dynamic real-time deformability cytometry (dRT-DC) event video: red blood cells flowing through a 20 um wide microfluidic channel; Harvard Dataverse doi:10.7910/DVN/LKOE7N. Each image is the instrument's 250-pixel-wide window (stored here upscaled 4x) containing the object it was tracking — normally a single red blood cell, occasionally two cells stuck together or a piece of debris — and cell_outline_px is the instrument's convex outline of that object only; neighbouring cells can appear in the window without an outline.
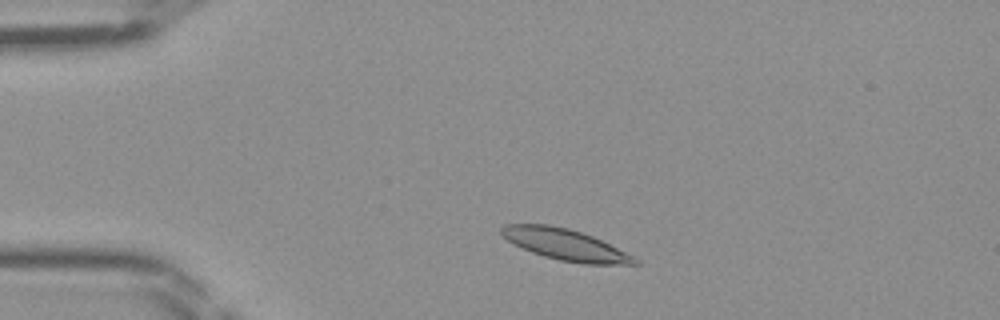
{"species": "Egyptian fruit bat (a non-hibernating species)", "species_latin": "Rousettus aegyptiacus", "temperature_condition": "room temperature", "stored_images_in_passage": 41, "camera_frame_rate_fps": 3000, "um_per_image_px": 0.085, "frame": {"image": 1, "passage_image": 5, "time_ms": 1.333, "image_size_px": [1000, 320], "cell_outline_px": [[640, 264], [584, 264], [560, 260], [544, 256], [532, 252], [508, 240], [500, 232], [500, 228], [504, 224], [548, 224], [568, 228], [592, 236], [640, 260]], "centroid_in_image_um": [48.03, 20.78], "position_along_channel_um": 37.0, "area_um2": 23.76}}
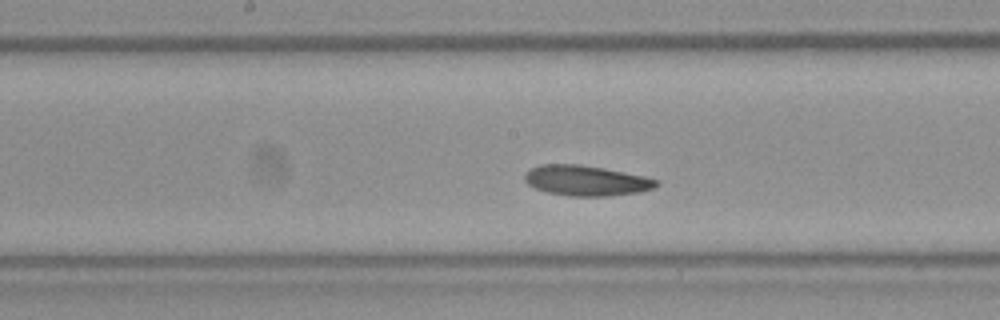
{"frame": {"image": 2, "passage_image": 19, "time_ms": 6.0, "image_size_px": [1000, 320], "cell_outline_px": [[660, 184], [652, 188], [640, 192], [608, 196], [572, 196], [548, 192], [536, 188], [528, 184], [524, 180], [524, 176], [532, 168], [540, 164], [580, 164], [604, 168], [644, 176], [660, 180]], "centroid_in_image_um": [49.86, 15.34], "position_along_channel_um": 198.3, "area_um2": 23.18}}
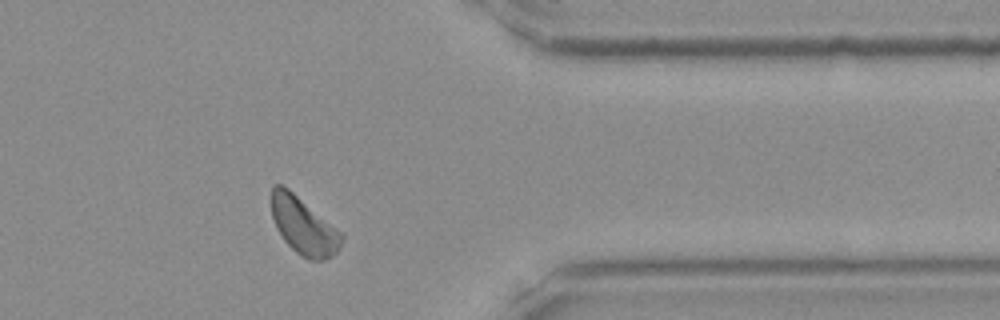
{"frame": {"image": 3, "passage_image": 33, "time_ms": 10.667, "image_size_px": [1000, 320], "cell_outline_px": [[344, 240], [340, 248], [332, 256], [324, 260], [308, 260], [296, 252], [284, 240], [276, 228], [272, 216], [268, 200], [272, 184], [280, 184], [288, 188], [340, 232], [344, 236]], "centroid_in_image_um": [25.75, 19.18], "position_along_channel_um": 385.7, "area_um2": 23.47}}